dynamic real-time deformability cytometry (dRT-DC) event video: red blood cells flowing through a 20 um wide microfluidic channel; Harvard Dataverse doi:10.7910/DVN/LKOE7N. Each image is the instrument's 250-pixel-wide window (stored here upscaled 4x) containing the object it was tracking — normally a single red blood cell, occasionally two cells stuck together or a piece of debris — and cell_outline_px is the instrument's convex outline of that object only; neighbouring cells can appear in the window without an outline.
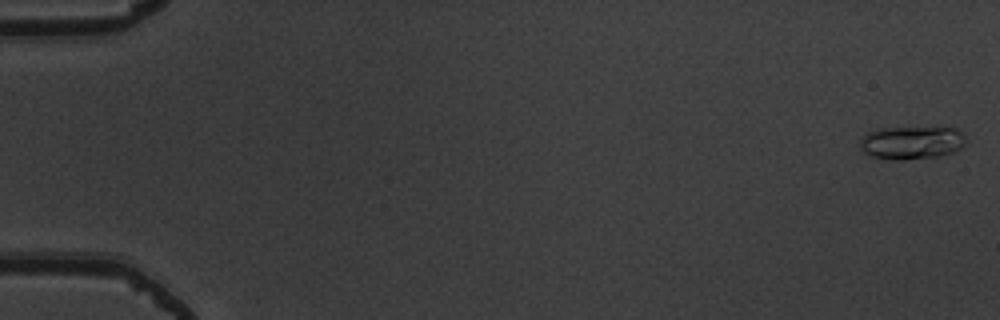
{"species": "common noctule bat (a hibernating species)", "species_latin": "Nyctalus noctula", "temperature_condition": "warm", "stored_images_in_passage": 54, "camera_frame_rate_fps": 3000, "um_per_image_px": 0.085, "animal": {"sex": "male", "body_mass_g": 19.5, "forearm_length_mm": 54.6}, "frame": {"image": 1, "passage_image": 1, "time_ms": 0.0, "image_size_px": [1000, 320], "cell_outline_px": [[964, 144], [960, 148], [952, 152], [940, 156], [904, 160], [892, 160], [872, 156], [864, 152], [860, 148], [860, 140], [868, 132], [876, 128], [956, 128], [964, 136]], "centroid_in_image_um": [77.45, 12.13], "position_along_channel_um": 7.6, "area_um2": 20.29}}
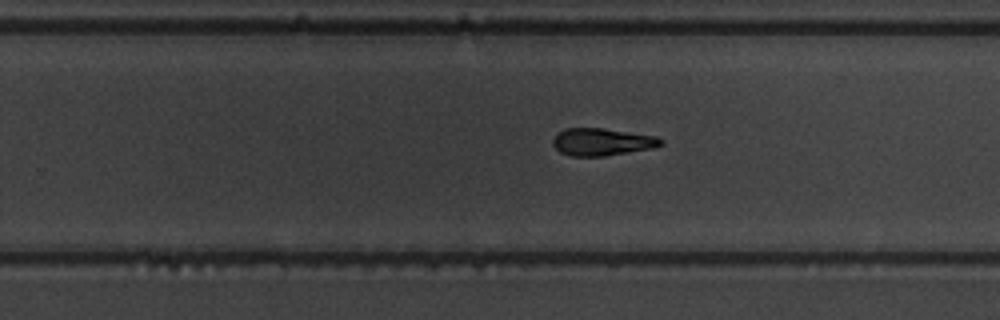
{"frame": {"image": 2, "passage_image": 35, "time_ms": 11.333, "image_size_px": [1000, 320], "cell_outline_px": [[664, 144], [652, 148], [604, 156], [572, 156], [560, 152], [552, 144], [552, 140], [556, 132], [564, 128], [604, 128], [656, 136], [664, 140]], "centroid_in_image_um": [51.15, 12.05], "position_along_channel_um": 278.7, "area_um2": 17.34}}
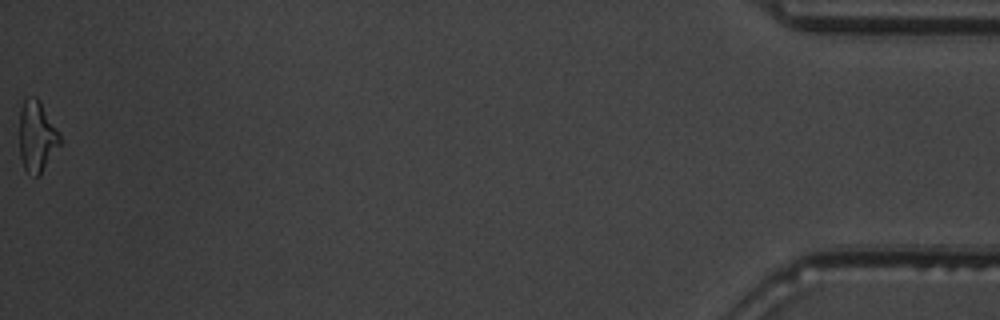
{"frame": {"image": 3, "passage_image": 54, "time_ms": 17.667, "image_size_px": [1000, 320], "cell_outline_px": [[60, 144], [40, 176], [36, 176], [24, 168], [20, 156], [20, 108], [24, 100], [28, 96], [36, 96], [40, 100], [60, 132]], "centroid_in_image_um": [3.14, 11.56], "position_along_channel_um": 432.1, "area_um2": 16.82}, "authors_computed_cell_mechanics": {"area_um2": 17.2822, "velocity_mm_per_s": 3.8688, "shape_relaxation_time_tau1_ms": 2.9163, "shape_relaxation_time_tau2_ms": 3.0752, "deformation_change_tau1": 0.1627, "deformation_change_tau2": 0.1205}}